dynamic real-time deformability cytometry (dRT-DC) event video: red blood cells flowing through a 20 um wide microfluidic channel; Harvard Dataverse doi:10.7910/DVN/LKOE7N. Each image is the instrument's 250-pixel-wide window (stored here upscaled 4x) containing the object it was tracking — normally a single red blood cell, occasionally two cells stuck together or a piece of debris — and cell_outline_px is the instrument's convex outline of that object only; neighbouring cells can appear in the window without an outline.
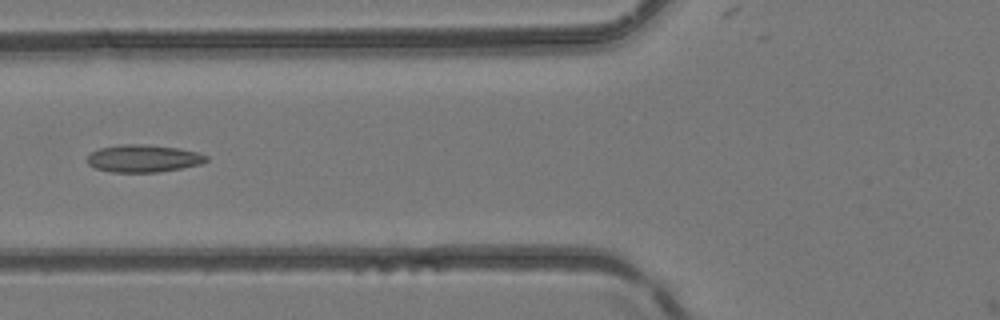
{"species": "common noctule bat (a hibernating species)", "species_latin": "Nyctalus noctula", "temperature_condition": "room temperature", "stored_images_in_passage": 6, "camera_frame_rate_fps": 3000, "um_per_image_px": 0.085, "animal": {"sex": "female", "body_mass_g": 24.6, "forearm_length_mm": 56.2}, "frame": {"image": 1, "passage_image": 6, "time_ms": 1.667, "image_size_px": [1000, 320], "cell_outline_px": [[208, 160], [200, 164], [180, 168], [156, 172], [112, 172], [96, 168], [88, 164], [88, 156], [92, 152], [100, 148], [116, 144], [148, 144], [180, 148], [196, 152], [208, 156]], "centroid_in_image_um": [12.18, 13.45], "position_along_channel_um": 113.6, "area_um2": 19.02}}